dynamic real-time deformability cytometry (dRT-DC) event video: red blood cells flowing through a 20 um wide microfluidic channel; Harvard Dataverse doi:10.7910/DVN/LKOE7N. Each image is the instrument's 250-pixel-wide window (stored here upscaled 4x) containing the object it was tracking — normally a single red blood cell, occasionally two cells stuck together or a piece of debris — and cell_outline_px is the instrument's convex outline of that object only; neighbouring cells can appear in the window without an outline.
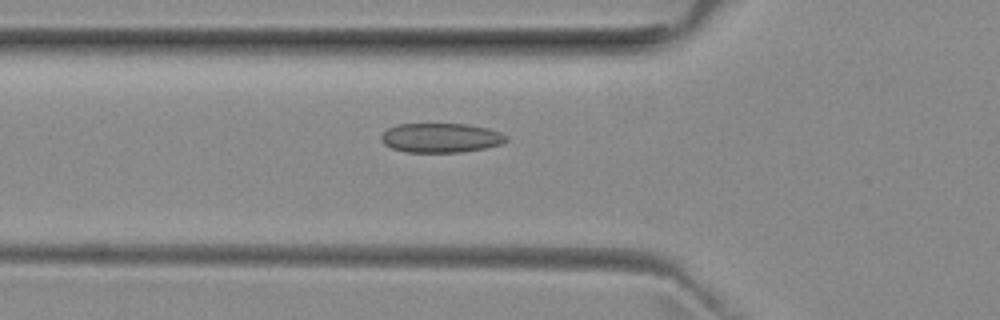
{"species": "common noctule bat (a hibernating species)", "species_latin": "Nyctalus noctula", "temperature_condition": "room temperature", "stored_images_in_passage": 45, "camera_frame_rate_fps": 3000, "um_per_image_px": 0.085, "animal": {"sex": "female", "body_mass_g": 29.2, "forearm_length_mm": 56.3}, "frame": {"image": 1, "passage_image": 13, "time_ms": 4.0, "image_size_px": [1000, 320], "cell_outline_px": [[508, 140], [500, 144], [484, 148], [460, 152], [408, 152], [392, 148], [384, 144], [380, 140], [380, 136], [388, 128], [396, 124], [468, 124], [488, 128], [500, 132], [508, 136]], "centroid_in_image_um": [37.47, 11.71], "position_along_channel_um": 88.3, "area_um2": 21.44}}
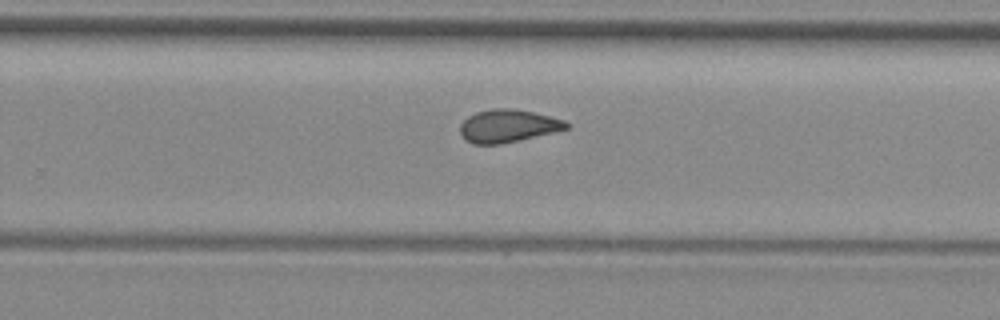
{"frame": {"image": 2, "passage_image": 28, "time_ms": 9.0, "image_size_px": [1000, 320], "cell_outline_px": [[568, 128], [552, 132], [500, 144], [472, 144], [460, 132], [460, 124], [468, 116], [476, 112], [492, 108], [512, 108], [532, 112], [564, 120], [568, 124]], "centroid_in_image_um": [43.13, 10.69], "position_along_channel_um": 286.7, "area_um2": 19.88}}
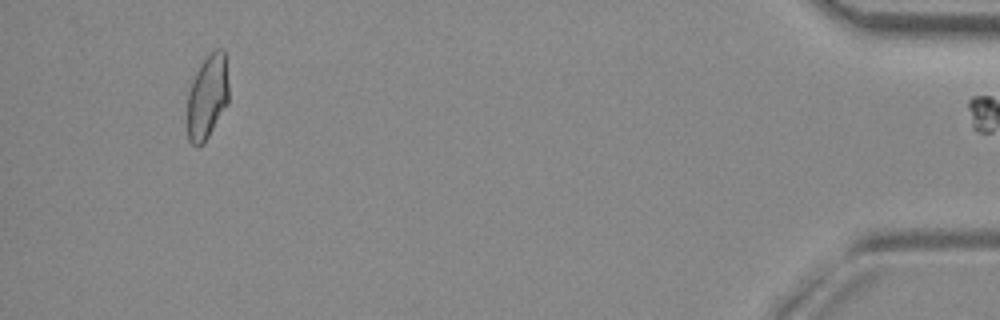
{"frame": {"image": 3, "passage_image": 44, "time_ms": 14.333, "image_size_px": [1000, 320], "cell_outline_px": [[228, 104], [204, 144], [192, 144], [188, 140], [188, 92], [196, 72], [200, 64], [216, 48], [220, 48], [224, 52], [228, 84]], "centroid_in_image_um": [17.63, 8.25], "position_along_channel_um": 417.6, "area_um2": 20.11}, "authors_computed_cell_mechanics": {"area_um2": 20.6924, "velocity_mm_per_s": 3.9618, "shape_relaxation_time_tau1_ms": null, "shape_relaxation_time_tau2_ms": 1.8553, "deformation_change_tau1": null, "deformation_change_tau2": 0.085}}